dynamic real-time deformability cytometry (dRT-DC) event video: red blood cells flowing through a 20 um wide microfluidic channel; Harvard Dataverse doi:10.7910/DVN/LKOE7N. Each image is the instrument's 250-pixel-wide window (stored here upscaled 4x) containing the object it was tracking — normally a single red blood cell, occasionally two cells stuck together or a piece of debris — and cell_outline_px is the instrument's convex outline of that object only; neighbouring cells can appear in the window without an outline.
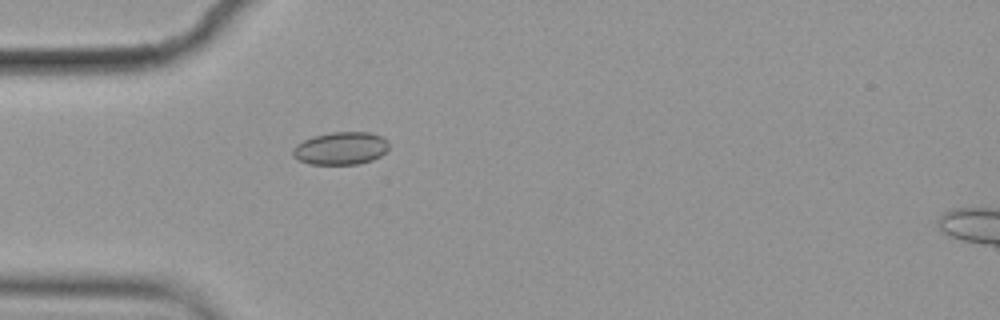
{"species": "common noctule bat (a hibernating species)", "species_latin": "Nyctalus noctula", "temperature_condition": "cold", "stored_images_in_passage": 41, "camera_frame_rate_fps": 3000, "um_per_image_px": 0.085, "animal": {"sex": "female", "body_mass_g": 19.9}, "frame": {"image": 1, "passage_image": 1, "time_ms": 0.0, "image_size_px": [1000, 320], "cell_outline_px": [[388, 148], [380, 156], [372, 160], [360, 164], [308, 164], [292, 156], [292, 148], [296, 144], [312, 136], [332, 132], [368, 132], [380, 136], [388, 140]], "centroid_in_image_um": [28.94, 12.61], "position_along_channel_um": 56.1, "area_um2": 18.38}}
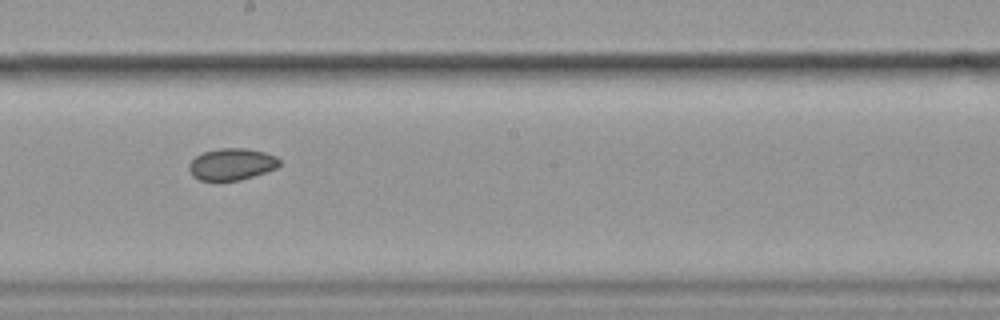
{"frame": {"image": 2, "passage_image": 16, "time_ms": 5.0, "image_size_px": [1000, 320], "cell_outline_px": [[280, 164], [276, 168], [240, 180], [200, 180], [192, 176], [188, 168], [188, 164], [196, 156], [204, 152], [220, 148], [244, 148], [264, 152], [276, 156], [280, 160]], "centroid_in_image_um": [19.68, 13.95], "position_along_channel_um": 228.5, "area_um2": 16.59}}
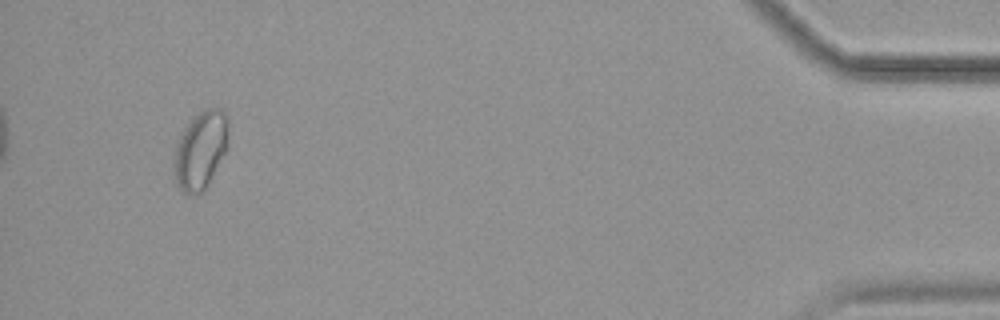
{"frame": {"image": 3, "passage_image": 38, "time_ms": 12.333, "image_size_px": [1000, 320], "cell_outline_px": [[228, 148], [204, 192], [188, 196], [176, 184], [172, 172], [172, 160], [176, 144], [184, 128], [192, 116], [204, 108], [220, 108], [228, 116]], "centroid_in_image_um": [17.03, 12.77], "position_along_channel_um": 418.2, "area_um2": 25.55}, "authors_computed_cell_mechanics": {"area_um2": 17.2822, "velocity_mm_per_s": 3.5624, "shape_relaxation_time_tau1_ms": null, "shape_relaxation_time_tau2_ms": 4.9937, "deformation_change_tau1": null, "deformation_change_tau2": 0.0596}}